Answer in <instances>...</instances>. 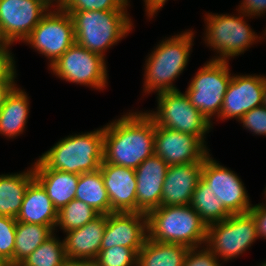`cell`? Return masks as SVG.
<instances>
[{
  "mask_svg": "<svg viewBox=\"0 0 266 266\" xmlns=\"http://www.w3.org/2000/svg\"><path fill=\"white\" fill-rule=\"evenodd\" d=\"M103 128L102 163L136 169L154 155L156 123L146 112H129Z\"/></svg>",
  "mask_w": 266,
  "mask_h": 266,
  "instance_id": "cell-1",
  "label": "cell"
},
{
  "mask_svg": "<svg viewBox=\"0 0 266 266\" xmlns=\"http://www.w3.org/2000/svg\"><path fill=\"white\" fill-rule=\"evenodd\" d=\"M148 238L162 243L202 247L207 224L190 205L160 206L147 214Z\"/></svg>",
  "mask_w": 266,
  "mask_h": 266,
  "instance_id": "cell-2",
  "label": "cell"
},
{
  "mask_svg": "<svg viewBox=\"0 0 266 266\" xmlns=\"http://www.w3.org/2000/svg\"><path fill=\"white\" fill-rule=\"evenodd\" d=\"M194 33L192 30L164 39L149 54L145 64L144 92L179 90L173 81L187 66Z\"/></svg>",
  "mask_w": 266,
  "mask_h": 266,
  "instance_id": "cell-3",
  "label": "cell"
},
{
  "mask_svg": "<svg viewBox=\"0 0 266 266\" xmlns=\"http://www.w3.org/2000/svg\"><path fill=\"white\" fill-rule=\"evenodd\" d=\"M104 128L58 141L38 158L47 168L82 174L99 170L103 162Z\"/></svg>",
  "mask_w": 266,
  "mask_h": 266,
  "instance_id": "cell-4",
  "label": "cell"
},
{
  "mask_svg": "<svg viewBox=\"0 0 266 266\" xmlns=\"http://www.w3.org/2000/svg\"><path fill=\"white\" fill-rule=\"evenodd\" d=\"M127 10L74 11L75 42L105 58V52L132 30Z\"/></svg>",
  "mask_w": 266,
  "mask_h": 266,
  "instance_id": "cell-5",
  "label": "cell"
},
{
  "mask_svg": "<svg viewBox=\"0 0 266 266\" xmlns=\"http://www.w3.org/2000/svg\"><path fill=\"white\" fill-rule=\"evenodd\" d=\"M239 13V16L207 14L205 43L219 53L212 60L228 62L230 57L244 53L257 39L262 40L244 21L247 15Z\"/></svg>",
  "mask_w": 266,
  "mask_h": 266,
  "instance_id": "cell-6",
  "label": "cell"
},
{
  "mask_svg": "<svg viewBox=\"0 0 266 266\" xmlns=\"http://www.w3.org/2000/svg\"><path fill=\"white\" fill-rule=\"evenodd\" d=\"M157 111L146 112L157 126L199 137L204 143L206 133L212 128L206 117L179 90L157 94Z\"/></svg>",
  "mask_w": 266,
  "mask_h": 266,
  "instance_id": "cell-7",
  "label": "cell"
},
{
  "mask_svg": "<svg viewBox=\"0 0 266 266\" xmlns=\"http://www.w3.org/2000/svg\"><path fill=\"white\" fill-rule=\"evenodd\" d=\"M228 62L208 61L198 70L185 91L190 103L211 123L220 115L224 95L231 81Z\"/></svg>",
  "mask_w": 266,
  "mask_h": 266,
  "instance_id": "cell-8",
  "label": "cell"
},
{
  "mask_svg": "<svg viewBox=\"0 0 266 266\" xmlns=\"http://www.w3.org/2000/svg\"><path fill=\"white\" fill-rule=\"evenodd\" d=\"M258 238L254 218L249 213L231 214L207 226L205 245L225 262L246 252Z\"/></svg>",
  "mask_w": 266,
  "mask_h": 266,
  "instance_id": "cell-9",
  "label": "cell"
},
{
  "mask_svg": "<svg viewBox=\"0 0 266 266\" xmlns=\"http://www.w3.org/2000/svg\"><path fill=\"white\" fill-rule=\"evenodd\" d=\"M105 62L101 55L75 42L49 67L62 80L101 90L108 83Z\"/></svg>",
  "mask_w": 266,
  "mask_h": 266,
  "instance_id": "cell-10",
  "label": "cell"
},
{
  "mask_svg": "<svg viewBox=\"0 0 266 266\" xmlns=\"http://www.w3.org/2000/svg\"><path fill=\"white\" fill-rule=\"evenodd\" d=\"M24 42L46 56L52 65L75 43L71 15L62 10L48 11Z\"/></svg>",
  "mask_w": 266,
  "mask_h": 266,
  "instance_id": "cell-11",
  "label": "cell"
},
{
  "mask_svg": "<svg viewBox=\"0 0 266 266\" xmlns=\"http://www.w3.org/2000/svg\"><path fill=\"white\" fill-rule=\"evenodd\" d=\"M208 155L203 161L201 180L231 214L248 213L252 208L242 180Z\"/></svg>",
  "mask_w": 266,
  "mask_h": 266,
  "instance_id": "cell-12",
  "label": "cell"
},
{
  "mask_svg": "<svg viewBox=\"0 0 266 266\" xmlns=\"http://www.w3.org/2000/svg\"><path fill=\"white\" fill-rule=\"evenodd\" d=\"M40 0H0V34L6 43L24 41L49 11Z\"/></svg>",
  "mask_w": 266,
  "mask_h": 266,
  "instance_id": "cell-13",
  "label": "cell"
},
{
  "mask_svg": "<svg viewBox=\"0 0 266 266\" xmlns=\"http://www.w3.org/2000/svg\"><path fill=\"white\" fill-rule=\"evenodd\" d=\"M208 150L197 136L156 125L154 154L168 166L204 161Z\"/></svg>",
  "mask_w": 266,
  "mask_h": 266,
  "instance_id": "cell-14",
  "label": "cell"
},
{
  "mask_svg": "<svg viewBox=\"0 0 266 266\" xmlns=\"http://www.w3.org/2000/svg\"><path fill=\"white\" fill-rule=\"evenodd\" d=\"M147 237V214L112 212L107 215L101 249L125 246L138 253Z\"/></svg>",
  "mask_w": 266,
  "mask_h": 266,
  "instance_id": "cell-15",
  "label": "cell"
},
{
  "mask_svg": "<svg viewBox=\"0 0 266 266\" xmlns=\"http://www.w3.org/2000/svg\"><path fill=\"white\" fill-rule=\"evenodd\" d=\"M263 105V76L234 75L224 95L218 118L237 121L248 111Z\"/></svg>",
  "mask_w": 266,
  "mask_h": 266,
  "instance_id": "cell-16",
  "label": "cell"
},
{
  "mask_svg": "<svg viewBox=\"0 0 266 266\" xmlns=\"http://www.w3.org/2000/svg\"><path fill=\"white\" fill-rule=\"evenodd\" d=\"M168 165L155 154L136 169V212L148 214L161 206V195Z\"/></svg>",
  "mask_w": 266,
  "mask_h": 266,
  "instance_id": "cell-17",
  "label": "cell"
},
{
  "mask_svg": "<svg viewBox=\"0 0 266 266\" xmlns=\"http://www.w3.org/2000/svg\"><path fill=\"white\" fill-rule=\"evenodd\" d=\"M112 212H136L135 169L102 163L100 167Z\"/></svg>",
  "mask_w": 266,
  "mask_h": 266,
  "instance_id": "cell-18",
  "label": "cell"
},
{
  "mask_svg": "<svg viewBox=\"0 0 266 266\" xmlns=\"http://www.w3.org/2000/svg\"><path fill=\"white\" fill-rule=\"evenodd\" d=\"M106 223L107 215L99 214L83 227L65 232L63 243L67 260L92 263L100 253Z\"/></svg>",
  "mask_w": 266,
  "mask_h": 266,
  "instance_id": "cell-19",
  "label": "cell"
},
{
  "mask_svg": "<svg viewBox=\"0 0 266 266\" xmlns=\"http://www.w3.org/2000/svg\"><path fill=\"white\" fill-rule=\"evenodd\" d=\"M202 167L203 161L170 165L163 183L161 206L190 205Z\"/></svg>",
  "mask_w": 266,
  "mask_h": 266,
  "instance_id": "cell-20",
  "label": "cell"
},
{
  "mask_svg": "<svg viewBox=\"0 0 266 266\" xmlns=\"http://www.w3.org/2000/svg\"><path fill=\"white\" fill-rule=\"evenodd\" d=\"M33 171L34 178L45 189L57 211L75 199L79 174L49 169L39 159L34 163Z\"/></svg>",
  "mask_w": 266,
  "mask_h": 266,
  "instance_id": "cell-21",
  "label": "cell"
},
{
  "mask_svg": "<svg viewBox=\"0 0 266 266\" xmlns=\"http://www.w3.org/2000/svg\"><path fill=\"white\" fill-rule=\"evenodd\" d=\"M58 211L45 189L34 178L28 185L16 221L56 226Z\"/></svg>",
  "mask_w": 266,
  "mask_h": 266,
  "instance_id": "cell-22",
  "label": "cell"
},
{
  "mask_svg": "<svg viewBox=\"0 0 266 266\" xmlns=\"http://www.w3.org/2000/svg\"><path fill=\"white\" fill-rule=\"evenodd\" d=\"M29 97L17 86L0 109V134L14 138L22 134L29 114Z\"/></svg>",
  "mask_w": 266,
  "mask_h": 266,
  "instance_id": "cell-23",
  "label": "cell"
},
{
  "mask_svg": "<svg viewBox=\"0 0 266 266\" xmlns=\"http://www.w3.org/2000/svg\"><path fill=\"white\" fill-rule=\"evenodd\" d=\"M33 179V166L19 174L0 175V216H18L25 191Z\"/></svg>",
  "mask_w": 266,
  "mask_h": 266,
  "instance_id": "cell-24",
  "label": "cell"
},
{
  "mask_svg": "<svg viewBox=\"0 0 266 266\" xmlns=\"http://www.w3.org/2000/svg\"><path fill=\"white\" fill-rule=\"evenodd\" d=\"M189 247L146 238L137 253V266H183Z\"/></svg>",
  "mask_w": 266,
  "mask_h": 266,
  "instance_id": "cell-25",
  "label": "cell"
},
{
  "mask_svg": "<svg viewBox=\"0 0 266 266\" xmlns=\"http://www.w3.org/2000/svg\"><path fill=\"white\" fill-rule=\"evenodd\" d=\"M75 199L88 204L99 214L111 213L110 201L100 169L79 175Z\"/></svg>",
  "mask_w": 266,
  "mask_h": 266,
  "instance_id": "cell-26",
  "label": "cell"
},
{
  "mask_svg": "<svg viewBox=\"0 0 266 266\" xmlns=\"http://www.w3.org/2000/svg\"><path fill=\"white\" fill-rule=\"evenodd\" d=\"M55 226L32 223H16L13 266L19 265L44 241L54 234Z\"/></svg>",
  "mask_w": 266,
  "mask_h": 266,
  "instance_id": "cell-27",
  "label": "cell"
},
{
  "mask_svg": "<svg viewBox=\"0 0 266 266\" xmlns=\"http://www.w3.org/2000/svg\"><path fill=\"white\" fill-rule=\"evenodd\" d=\"M190 206L199 214L207 226L223 221L231 215L201 179L193 193Z\"/></svg>",
  "mask_w": 266,
  "mask_h": 266,
  "instance_id": "cell-28",
  "label": "cell"
},
{
  "mask_svg": "<svg viewBox=\"0 0 266 266\" xmlns=\"http://www.w3.org/2000/svg\"><path fill=\"white\" fill-rule=\"evenodd\" d=\"M55 233L44 241L34 252H32L21 266H65L67 260L64 243L56 238ZM58 239V240H57Z\"/></svg>",
  "mask_w": 266,
  "mask_h": 266,
  "instance_id": "cell-29",
  "label": "cell"
},
{
  "mask_svg": "<svg viewBox=\"0 0 266 266\" xmlns=\"http://www.w3.org/2000/svg\"><path fill=\"white\" fill-rule=\"evenodd\" d=\"M99 215L91 206L73 199L58 211L56 227L64 232L83 227Z\"/></svg>",
  "mask_w": 266,
  "mask_h": 266,
  "instance_id": "cell-30",
  "label": "cell"
},
{
  "mask_svg": "<svg viewBox=\"0 0 266 266\" xmlns=\"http://www.w3.org/2000/svg\"><path fill=\"white\" fill-rule=\"evenodd\" d=\"M93 266H137V253L125 246L100 249Z\"/></svg>",
  "mask_w": 266,
  "mask_h": 266,
  "instance_id": "cell-31",
  "label": "cell"
},
{
  "mask_svg": "<svg viewBox=\"0 0 266 266\" xmlns=\"http://www.w3.org/2000/svg\"><path fill=\"white\" fill-rule=\"evenodd\" d=\"M128 0H65L62 11L70 15L74 11L127 10Z\"/></svg>",
  "mask_w": 266,
  "mask_h": 266,
  "instance_id": "cell-32",
  "label": "cell"
},
{
  "mask_svg": "<svg viewBox=\"0 0 266 266\" xmlns=\"http://www.w3.org/2000/svg\"><path fill=\"white\" fill-rule=\"evenodd\" d=\"M16 218L0 216V256L13 266Z\"/></svg>",
  "mask_w": 266,
  "mask_h": 266,
  "instance_id": "cell-33",
  "label": "cell"
},
{
  "mask_svg": "<svg viewBox=\"0 0 266 266\" xmlns=\"http://www.w3.org/2000/svg\"><path fill=\"white\" fill-rule=\"evenodd\" d=\"M238 121L243 127L257 135L266 136V106L262 105L246 112Z\"/></svg>",
  "mask_w": 266,
  "mask_h": 266,
  "instance_id": "cell-34",
  "label": "cell"
},
{
  "mask_svg": "<svg viewBox=\"0 0 266 266\" xmlns=\"http://www.w3.org/2000/svg\"><path fill=\"white\" fill-rule=\"evenodd\" d=\"M189 248L183 266H221L220 260L206 246Z\"/></svg>",
  "mask_w": 266,
  "mask_h": 266,
  "instance_id": "cell-35",
  "label": "cell"
},
{
  "mask_svg": "<svg viewBox=\"0 0 266 266\" xmlns=\"http://www.w3.org/2000/svg\"><path fill=\"white\" fill-rule=\"evenodd\" d=\"M12 44L5 43L0 47V82H15L16 67L13 54L8 49Z\"/></svg>",
  "mask_w": 266,
  "mask_h": 266,
  "instance_id": "cell-36",
  "label": "cell"
},
{
  "mask_svg": "<svg viewBox=\"0 0 266 266\" xmlns=\"http://www.w3.org/2000/svg\"><path fill=\"white\" fill-rule=\"evenodd\" d=\"M248 213L254 218L258 237L266 239V204L253 205Z\"/></svg>",
  "mask_w": 266,
  "mask_h": 266,
  "instance_id": "cell-37",
  "label": "cell"
},
{
  "mask_svg": "<svg viewBox=\"0 0 266 266\" xmlns=\"http://www.w3.org/2000/svg\"><path fill=\"white\" fill-rule=\"evenodd\" d=\"M237 11L245 13L250 18L260 16L266 12V0H243Z\"/></svg>",
  "mask_w": 266,
  "mask_h": 266,
  "instance_id": "cell-38",
  "label": "cell"
},
{
  "mask_svg": "<svg viewBox=\"0 0 266 266\" xmlns=\"http://www.w3.org/2000/svg\"><path fill=\"white\" fill-rule=\"evenodd\" d=\"M167 0H144L147 15L151 18L160 10Z\"/></svg>",
  "mask_w": 266,
  "mask_h": 266,
  "instance_id": "cell-39",
  "label": "cell"
},
{
  "mask_svg": "<svg viewBox=\"0 0 266 266\" xmlns=\"http://www.w3.org/2000/svg\"><path fill=\"white\" fill-rule=\"evenodd\" d=\"M16 87V82H0V109L4 106L7 96Z\"/></svg>",
  "mask_w": 266,
  "mask_h": 266,
  "instance_id": "cell-40",
  "label": "cell"
},
{
  "mask_svg": "<svg viewBox=\"0 0 266 266\" xmlns=\"http://www.w3.org/2000/svg\"><path fill=\"white\" fill-rule=\"evenodd\" d=\"M40 1L47 7V9L55 7L54 5L57 4L55 7L56 10H62L65 3V0H40Z\"/></svg>",
  "mask_w": 266,
  "mask_h": 266,
  "instance_id": "cell-41",
  "label": "cell"
},
{
  "mask_svg": "<svg viewBox=\"0 0 266 266\" xmlns=\"http://www.w3.org/2000/svg\"><path fill=\"white\" fill-rule=\"evenodd\" d=\"M65 266H93L89 262H68Z\"/></svg>",
  "mask_w": 266,
  "mask_h": 266,
  "instance_id": "cell-42",
  "label": "cell"
},
{
  "mask_svg": "<svg viewBox=\"0 0 266 266\" xmlns=\"http://www.w3.org/2000/svg\"><path fill=\"white\" fill-rule=\"evenodd\" d=\"M263 105L266 106V76H263Z\"/></svg>",
  "mask_w": 266,
  "mask_h": 266,
  "instance_id": "cell-43",
  "label": "cell"
},
{
  "mask_svg": "<svg viewBox=\"0 0 266 266\" xmlns=\"http://www.w3.org/2000/svg\"><path fill=\"white\" fill-rule=\"evenodd\" d=\"M9 263L0 256V266H8Z\"/></svg>",
  "mask_w": 266,
  "mask_h": 266,
  "instance_id": "cell-44",
  "label": "cell"
},
{
  "mask_svg": "<svg viewBox=\"0 0 266 266\" xmlns=\"http://www.w3.org/2000/svg\"><path fill=\"white\" fill-rule=\"evenodd\" d=\"M6 42L3 40L1 34H0V47L3 46Z\"/></svg>",
  "mask_w": 266,
  "mask_h": 266,
  "instance_id": "cell-45",
  "label": "cell"
},
{
  "mask_svg": "<svg viewBox=\"0 0 266 266\" xmlns=\"http://www.w3.org/2000/svg\"><path fill=\"white\" fill-rule=\"evenodd\" d=\"M260 266H266V261L264 263L262 262Z\"/></svg>",
  "mask_w": 266,
  "mask_h": 266,
  "instance_id": "cell-46",
  "label": "cell"
}]
</instances>
